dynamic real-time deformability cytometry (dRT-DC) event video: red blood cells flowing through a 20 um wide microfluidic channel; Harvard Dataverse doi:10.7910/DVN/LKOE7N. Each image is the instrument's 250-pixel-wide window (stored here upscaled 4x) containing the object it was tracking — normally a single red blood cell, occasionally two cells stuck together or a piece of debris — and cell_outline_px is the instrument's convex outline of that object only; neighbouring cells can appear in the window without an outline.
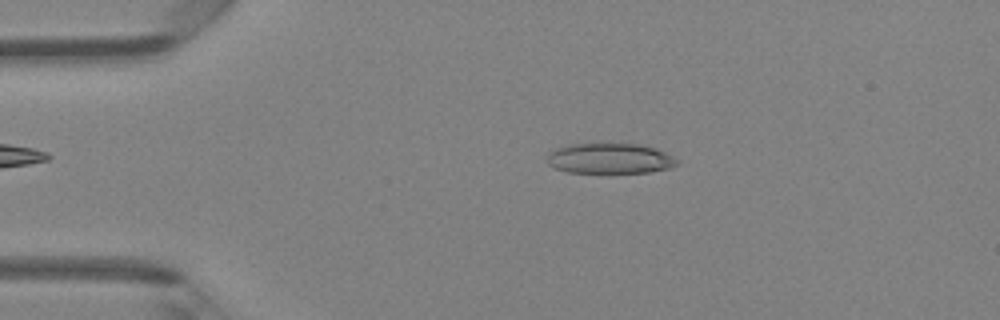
{"species": "Egyptian fruit bat (a non-hibernating species)", "species_latin": "Rousettus aegyptiacus", "temperature_condition": "room temperature", "stored_images_in_passage": 3, "camera_frame_rate_fps": 3000, "um_per_image_px": 0.085, "animal": {"sex": "female"}, "frame": {"image": 1, "passage_image": 2, "time_ms": 0.333, "image_size_px": [1000, 320], "cell_outline_px": [[680, 164], [672, 168], [648, 172], [608, 176], [568, 172], [556, 168], [548, 164], [548, 152], [556, 148], [568, 144], [640, 144], [656, 148], [680, 160]], "centroid_in_image_um": [51.87, 13.53], "position_along_channel_um": 33.1, "area_um2": 24.16}}